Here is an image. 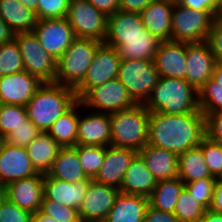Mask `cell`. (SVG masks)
Listing matches in <instances>:
<instances>
[{"label": "cell", "instance_id": "cell-24", "mask_svg": "<svg viewBox=\"0 0 222 222\" xmlns=\"http://www.w3.org/2000/svg\"><path fill=\"white\" fill-rule=\"evenodd\" d=\"M152 172L143 158L137 154L131 161L119 188L121 193L140 195L148 198L156 186Z\"/></svg>", "mask_w": 222, "mask_h": 222}, {"label": "cell", "instance_id": "cell-3", "mask_svg": "<svg viewBox=\"0 0 222 222\" xmlns=\"http://www.w3.org/2000/svg\"><path fill=\"white\" fill-rule=\"evenodd\" d=\"M144 106L149 112L193 113L199 109V91L185 79L160 77Z\"/></svg>", "mask_w": 222, "mask_h": 222}, {"label": "cell", "instance_id": "cell-19", "mask_svg": "<svg viewBox=\"0 0 222 222\" xmlns=\"http://www.w3.org/2000/svg\"><path fill=\"white\" fill-rule=\"evenodd\" d=\"M134 37H156L145 30L140 13L119 9L108 16L105 44L116 48L122 42V38Z\"/></svg>", "mask_w": 222, "mask_h": 222}, {"label": "cell", "instance_id": "cell-5", "mask_svg": "<svg viewBox=\"0 0 222 222\" xmlns=\"http://www.w3.org/2000/svg\"><path fill=\"white\" fill-rule=\"evenodd\" d=\"M102 43L95 39L76 38L57 60L55 83L75 89L85 78Z\"/></svg>", "mask_w": 222, "mask_h": 222}, {"label": "cell", "instance_id": "cell-12", "mask_svg": "<svg viewBox=\"0 0 222 222\" xmlns=\"http://www.w3.org/2000/svg\"><path fill=\"white\" fill-rule=\"evenodd\" d=\"M33 32L42 48L56 61L76 39L66 17L37 20Z\"/></svg>", "mask_w": 222, "mask_h": 222}, {"label": "cell", "instance_id": "cell-7", "mask_svg": "<svg viewBox=\"0 0 222 222\" xmlns=\"http://www.w3.org/2000/svg\"><path fill=\"white\" fill-rule=\"evenodd\" d=\"M117 78L136 104H144L160 76L153 61L129 59L121 60Z\"/></svg>", "mask_w": 222, "mask_h": 222}, {"label": "cell", "instance_id": "cell-15", "mask_svg": "<svg viewBox=\"0 0 222 222\" xmlns=\"http://www.w3.org/2000/svg\"><path fill=\"white\" fill-rule=\"evenodd\" d=\"M38 174L34 169L27 149L3 142L0 149V183L4 187L18 179Z\"/></svg>", "mask_w": 222, "mask_h": 222}, {"label": "cell", "instance_id": "cell-47", "mask_svg": "<svg viewBox=\"0 0 222 222\" xmlns=\"http://www.w3.org/2000/svg\"><path fill=\"white\" fill-rule=\"evenodd\" d=\"M192 10H208L219 18V0H180L178 3Z\"/></svg>", "mask_w": 222, "mask_h": 222}, {"label": "cell", "instance_id": "cell-18", "mask_svg": "<svg viewBox=\"0 0 222 222\" xmlns=\"http://www.w3.org/2000/svg\"><path fill=\"white\" fill-rule=\"evenodd\" d=\"M43 83L26 71L0 77V104L26 106Z\"/></svg>", "mask_w": 222, "mask_h": 222}, {"label": "cell", "instance_id": "cell-49", "mask_svg": "<svg viewBox=\"0 0 222 222\" xmlns=\"http://www.w3.org/2000/svg\"><path fill=\"white\" fill-rule=\"evenodd\" d=\"M96 9L110 16L120 9L119 0H88Z\"/></svg>", "mask_w": 222, "mask_h": 222}, {"label": "cell", "instance_id": "cell-4", "mask_svg": "<svg viewBox=\"0 0 222 222\" xmlns=\"http://www.w3.org/2000/svg\"><path fill=\"white\" fill-rule=\"evenodd\" d=\"M111 145L139 152L148 142L149 111L144 104L109 114Z\"/></svg>", "mask_w": 222, "mask_h": 222}, {"label": "cell", "instance_id": "cell-22", "mask_svg": "<svg viewBox=\"0 0 222 222\" xmlns=\"http://www.w3.org/2000/svg\"><path fill=\"white\" fill-rule=\"evenodd\" d=\"M91 180L92 179H86L80 182L70 183L45 174L43 180V199L59 202L62 205L79 210Z\"/></svg>", "mask_w": 222, "mask_h": 222}, {"label": "cell", "instance_id": "cell-16", "mask_svg": "<svg viewBox=\"0 0 222 222\" xmlns=\"http://www.w3.org/2000/svg\"><path fill=\"white\" fill-rule=\"evenodd\" d=\"M43 174L18 179L4 186L6 198L21 209L32 214L41 209L43 200Z\"/></svg>", "mask_w": 222, "mask_h": 222}, {"label": "cell", "instance_id": "cell-58", "mask_svg": "<svg viewBox=\"0 0 222 222\" xmlns=\"http://www.w3.org/2000/svg\"><path fill=\"white\" fill-rule=\"evenodd\" d=\"M219 17H222V0H219Z\"/></svg>", "mask_w": 222, "mask_h": 222}, {"label": "cell", "instance_id": "cell-57", "mask_svg": "<svg viewBox=\"0 0 222 222\" xmlns=\"http://www.w3.org/2000/svg\"><path fill=\"white\" fill-rule=\"evenodd\" d=\"M7 200L6 198V194L4 192V190L0 193V212L2 210L3 207V203Z\"/></svg>", "mask_w": 222, "mask_h": 222}, {"label": "cell", "instance_id": "cell-27", "mask_svg": "<svg viewBox=\"0 0 222 222\" xmlns=\"http://www.w3.org/2000/svg\"><path fill=\"white\" fill-rule=\"evenodd\" d=\"M62 148L47 132L37 134L26 147L34 169L43 175L50 171Z\"/></svg>", "mask_w": 222, "mask_h": 222}, {"label": "cell", "instance_id": "cell-25", "mask_svg": "<svg viewBox=\"0 0 222 222\" xmlns=\"http://www.w3.org/2000/svg\"><path fill=\"white\" fill-rule=\"evenodd\" d=\"M138 154L143 158L156 181L177 177L178 156L175 153L147 143Z\"/></svg>", "mask_w": 222, "mask_h": 222}, {"label": "cell", "instance_id": "cell-31", "mask_svg": "<svg viewBox=\"0 0 222 222\" xmlns=\"http://www.w3.org/2000/svg\"><path fill=\"white\" fill-rule=\"evenodd\" d=\"M185 183L177 176L173 179L157 181L153 192L148 197V205L160 211L173 213L177 199Z\"/></svg>", "mask_w": 222, "mask_h": 222}, {"label": "cell", "instance_id": "cell-42", "mask_svg": "<svg viewBox=\"0 0 222 222\" xmlns=\"http://www.w3.org/2000/svg\"><path fill=\"white\" fill-rule=\"evenodd\" d=\"M39 133L40 131L37 129L36 125L27 118L24 120V124L14 128V130L5 137V142L10 145L26 148Z\"/></svg>", "mask_w": 222, "mask_h": 222}, {"label": "cell", "instance_id": "cell-30", "mask_svg": "<svg viewBox=\"0 0 222 222\" xmlns=\"http://www.w3.org/2000/svg\"><path fill=\"white\" fill-rule=\"evenodd\" d=\"M0 17L14 34L33 32L37 21L35 13L19 0H0Z\"/></svg>", "mask_w": 222, "mask_h": 222}, {"label": "cell", "instance_id": "cell-1", "mask_svg": "<svg viewBox=\"0 0 222 222\" xmlns=\"http://www.w3.org/2000/svg\"><path fill=\"white\" fill-rule=\"evenodd\" d=\"M206 136L205 115L149 112L148 144L169 150L177 156L198 147Z\"/></svg>", "mask_w": 222, "mask_h": 222}, {"label": "cell", "instance_id": "cell-51", "mask_svg": "<svg viewBox=\"0 0 222 222\" xmlns=\"http://www.w3.org/2000/svg\"><path fill=\"white\" fill-rule=\"evenodd\" d=\"M210 210L222 213V184L216 181Z\"/></svg>", "mask_w": 222, "mask_h": 222}, {"label": "cell", "instance_id": "cell-61", "mask_svg": "<svg viewBox=\"0 0 222 222\" xmlns=\"http://www.w3.org/2000/svg\"><path fill=\"white\" fill-rule=\"evenodd\" d=\"M168 2H171L173 4H178L180 2V0H166Z\"/></svg>", "mask_w": 222, "mask_h": 222}, {"label": "cell", "instance_id": "cell-35", "mask_svg": "<svg viewBox=\"0 0 222 222\" xmlns=\"http://www.w3.org/2000/svg\"><path fill=\"white\" fill-rule=\"evenodd\" d=\"M73 148L78 152L86 176L93 180L103 163L105 146L76 145Z\"/></svg>", "mask_w": 222, "mask_h": 222}, {"label": "cell", "instance_id": "cell-38", "mask_svg": "<svg viewBox=\"0 0 222 222\" xmlns=\"http://www.w3.org/2000/svg\"><path fill=\"white\" fill-rule=\"evenodd\" d=\"M28 118L26 106L0 104V133L4 138Z\"/></svg>", "mask_w": 222, "mask_h": 222}, {"label": "cell", "instance_id": "cell-20", "mask_svg": "<svg viewBox=\"0 0 222 222\" xmlns=\"http://www.w3.org/2000/svg\"><path fill=\"white\" fill-rule=\"evenodd\" d=\"M76 145H111L109 114L87 111V114L79 115Z\"/></svg>", "mask_w": 222, "mask_h": 222}, {"label": "cell", "instance_id": "cell-29", "mask_svg": "<svg viewBox=\"0 0 222 222\" xmlns=\"http://www.w3.org/2000/svg\"><path fill=\"white\" fill-rule=\"evenodd\" d=\"M83 106L77 100L65 113H63L47 131V133L63 148L76 146L79 109Z\"/></svg>", "mask_w": 222, "mask_h": 222}, {"label": "cell", "instance_id": "cell-10", "mask_svg": "<svg viewBox=\"0 0 222 222\" xmlns=\"http://www.w3.org/2000/svg\"><path fill=\"white\" fill-rule=\"evenodd\" d=\"M79 101L89 111L108 114L132 108L136 104L118 78L89 89Z\"/></svg>", "mask_w": 222, "mask_h": 222}, {"label": "cell", "instance_id": "cell-8", "mask_svg": "<svg viewBox=\"0 0 222 222\" xmlns=\"http://www.w3.org/2000/svg\"><path fill=\"white\" fill-rule=\"evenodd\" d=\"M22 55L24 71L42 83H55L57 61L45 51L34 32L14 34Z\"/></svg>", "mask_w": 222, "mask_h": 222}, {"label": "cell", "instance_id": "cell-36", "mask_svg": "<svg viewBox=\"0 0 222 222\" xmlns=\"http://www.w3.org/2000/svg\"><path fill=\"white\" fill-rule=\"evenodd\" d=\"M199 110L205 116L222 111V86L213 78L199 90Z\"/></svg>", "mask_w": 222, "mask_h": 222}, {"label": "cell", "instance_id": "cell-62", "mask_svg": "<svg viewBox=\"0 0 222 222\" xmlns=\"http://www.w3.org/2000/svg\"><path fill=\"white\" fill-rule=\"evenodd\" d=\"M4 190V187L0 183V193Z\"/></svg>", "mask_w": 222, "mask_h": 222}, {"label": "cell", "instance_id": "cell-60", "mask_svg": "<svg viewBox=\"0 0 222 222\" xmlns=\"http://www.w3.org/2000/svg\"><path fill=\"white\" fill-rule=\"evenodd\" d=\"M5 141V138L4 136L0 133V149H1V146L3 144V142Z\"/></svg>", "mask_w": 222, "mask_h": 222}, {"label": "cell", "instance_id": "cell-46", "mask_svg": "<svg viewBox=\"0 0 222 222\" xmlns=\"http://www.w3.org/2000/svg\"><path fill=\"white\" fill-rule=\"evenodd\" d=\"M205 130L209 139L222 143V111L205 116Z\"/></svg>", "mask_w": 222, "mask_h": 222}, {"label": "cell", "instance_id": "cell-11", "mask_svg": "<svg viewBox=\"0 0 222 222\" xmlns=\"http://www.w3.org/2000/svg\"><path fill=\"white\" fill-rule=\"evenodd\" d=\"M121 59L116 48L102 43L83 81L74 89L79 100L89 89L118 77Z\"/></svg>", "mask_w": 222, "mask_h": 222}, {"label": "cell", "instance_id": "cell-41", "mask_svg": "<svg viewBox=\"0 0 222 222\" xmlns=\"http://www.w3.org/2000/svg\"><path fill=\"white\" fill-rule=\"evenodd\" d=\"M40 210L44 214L52 216L57 222H82L78 209L59 202L43 199Z\"/></svg>", "mask_w": 222, "mask_h": 222}, {"label": "cell", "instance_id": "cell-23", "mask_svg": "<svg viewBox=\"0 0 222 222\" xmlns=\"http://www.w3.org/2000/svg\"><path fill=\"white\" fill-rule=\"evenodd\" d=\"M173 8L174 4L166 0H152L140 12L145 30L161 41H170Z\"/></svg>", "mask_w": 222, "mask_h": 222}, {"label": "cell", "instance_id": "cell-54", "mask_svg": "<svg viewBox=\"0 0 222 222\" xmlns=\"http://www.w3.org/2000/svg\"><path fill=\"white\" fill-rule=\"evenodd\" d=\"M31 222H57L52 216L44 214L41 210L32 214Z\"/></svg>", "mask_w": 222, "mask_h": 222}, {"label": "cell", "instance_id": "cell-45", "mask_svg": "<svg viewBox=\"0 0 222 222\" xmlns=\"http://www.w3.org/2000/svg\"><path fill=\"white\" fill-rule=\"evenodd\" d=\"M210 50L217 62L222 63V17H219L212 25L207 40Z\"/></svg>", "mask_w": 222, "mask_h": 222}, {"label": "cell", "instance_id": "cell-9", "mask_svg": "<svg viewBox=\"0 0 222 222\" xmlns=\"http://www.w3.org/2000/svg\"><path fill=\"white\" fill-rule=\"evenodd\" d=\"M66 19L76 38L105 41L108 16L96 9L88 0H70Z\"/></svg>", "mask_w": 222, "mask_h": 222}, {"label": "cell", "instance_id": "cell-44", "mask_svg": "<svg viewBox=\"0 0 222 222\" xmlns=\"http://www.w3.org/2000/svg\"><path fill=\"white\" fill-rule=\"evenodd\" d=\"M31 218V212L19 208L8 200L3 203L0 222H31Z\"/></svg>", "mask_w": 222, "mask_h": 222}, {"label": "cell", "instance_id": "cell-56", "mask_svg": "<svg viewBox=\"0 0 222 222\" xmlns=\"http://www.w3.org/2000/svg\"><path fill=\"white\" fill-rule=\"evenodd\" d=\"M26 8L35 13L37 19L38 0H19Z\"/></svg>", "mask_w": 222, "mask_h": 222}, {"label": "cell", "instance_id": "cell-34", "mask_svg": "<svg viewBox=\"0 0 222 222\" xmlns=\"http://www.w3.org/2000/svg\"><path fill=\"white\" fill-rule=\"evenodd\" d=\"M205 211L206 209L184 187L177 199L173 213L180 222H198L204 216Z\"/></svg>", "mask_w": 222, "mask_h": 222}, {"label": "cell", "instance_id": "cell-43", "mask_svg": "<svg viewBox=\"0 0 222 222\" xmlns=\"http://www.w3.org/2000/svg\"><path fill=\"white\" fill-rule=\"evenodd\" d=\"M70 0H38L37 20L66 17Z\"/></svg>", "mask_w": 222, "mask_h": 222}, {"label": "cell", "instance_id": "cell-21", "mask_svg": "<svg viewBox=\"0 0 222 222\" xmlns=\"http://www.w3.org/2000/svg\"><path fill=\"white\" fill-rule=\"evenodd\" d=\"M153 62L160 77L185 79L186 42L162 41Z\"/></svg>", "mask_w": 222, "mask_h": 222}, {"label": "cell", "instance_id": "cell-40", "mask_svg": "<svg viewBox=\"0 0 222 222\" xmlns=\"http://www.w3.org/2000/svg\"><path fill=\"white\" fill-rule=\"evenodd\" d=\"M215 183V177H206L193 182L185 183V187L191 193V195H193L196 200L206 210H208L212 203Z\"/></svg>", "mask_w": 222, "mask_h": 222}, {"label": "cell", "instance_id": "cell-26", "mask_svg": "<svg viewBox=\"0 0 222 222\" xmlns=\"http://www.w3.org/2000/svg\"><path fill=\"white\" fill-rule=\"evenodd\" d=\"M148 198L119 193L103 222H144Z\"/></svg>", "mask_w": 222, "mask_h": 222}, {"label": "cell", "instance_id": "cell-53", "mask_svg": "<svg viewBox=\"0 0 222 222\" xmlns=\"http://www.w3.org/2000/svg\"><path fill=\"white\" fill-rule=\"evenodd\" d=\"M198 222H222V213L214 212L208 209Z\"/></svg>", "mask_w": 222, "mask_h": 222}, {"label": "cell", "instance_id": "cell-14", "mask_svg": "<svg viewBox=\"0 0 222 222\" xmlns=\"http://www.w3.org/2000/svg\"><path fill=\"white\" fill-rule=\"evenodd\" d=\"M187 70L185 80L199 91L212 78L217 60L206 41L186 42Z\"/></svg>", "mask_w": 222, "mask_h": 222}, {"label": "cell", "instance_id": "cell-32", "mask_svg": "<svg viewBox=\"0 0 222 222\" xmlns=\"http://www.w3.org/2000/svg\"><path fill=\"white\" fill-rule=\"evenodd\" d=\"M177 176L189 183L206 177H213L205 163L202 149L198 146L178 156Z\"/></svg>", "mask_w": 222, "mask_h": 222}, {"label": "cell", "instance_id": "cell-55", "mask_svg": "<svg viewBox=\"0 0 222 222\" xmlns=\"http://www.w3.org/2000/svg\"><path fill=\"white\" fill-rule=\"evenodd\" d=\"M212 78L222 86V63L217 62Z\"/></svg>", "mask_w": 222, "mask_h": 222}, {"label": "cell", "instance_id": "cell-52", "mask_svg": "<svg viewBox=\"0 0 222 222\" xmlns=\"http://www.w3.org/2000/svg\"><path fill=\"white\" fill-rule=\"evenodd\" d=\"M14 39V33L7 23L0 17V45L11 42Z\"/></svg>", "mask_w": 222, "mask_h": 222}, {"label": "cell", "instance_id": "cell-13", "mask_svg": "<svg viewBox=\"0 0 222 222\" xmlns=\"http://www.w3.org/2000/svg\"><path fill=\"white\" fill-rule=\"evenodd\" d=\"M119 193L118 187L91 180L78 210L81 221L103 222Z\"/></svg>", "mask_w": 222, "mask_h": 222}, {"label": "cell", "instance_id": "cell-37", "mask_svg": "<svg viewBox=\"0 0 222 222\" xmlns=\"http://www.w3.org/2000/svg\"><path fill=\"white\" fill-rule=\"evenodd\" d=\"M24 70L23 59L17 42L0 45V77Z\"/></svg>", "mask_w": 222, "mask_h": 222}, {"label": "cell", "instance_id": "cell-17", "mask_svg": "<svg viewBox=\"0 0 222 222\" xmlns=\"http://www.w3.org/2000/svg\"><path fill=\"white\" fill-rule=\"evenodd\" d=\"M138 154L130 148L105 146L103 163L94 181L120 188L131 161Z\"/></svg>", "mask_w": 222, "mask_h": 222}, {"label": "cell", "instance_id": "cell-28", "mask_svg": "<svg viewBox=\"0 0 222 222\" xmlns=\"http://www.w3.org/2000/svg\"><path fill=\"white\" fill-rule=\"evenodd\" d=\"M47 175L70 183L90 179L86 176L78 152L73 147H65L59 151Z\"/></svg>", "mask_w": 222, "mask_h": 222}, {"label": "cell", "instance_id": "cell-48", "mask_svg": "<svg viewBox=\"0 0 222 222\" xmlns=\"http://www.w3.org/2000/svg\"><path fill=\"white\" fill-rule=\"evenodd\" d=\"M144 222H180L174 213L160 211L147 206Z\"/></svg>", "mask_w": 222, "mask_h": 222}, {"label": "cell", "instance_id": "cell-2", "mask_svg": "<svg viewBox=\"0 0 222 222\" xmlns=\"http://www.w3.org/2000/svg\"><path fill=\"white\" fill-rule=\"evenodd\" d=\"M76 101L73 88L57 83H43L26 105L28 118L40 132H47Z\"/></svg>", "mask_w": 222, "mask_h": 222}, {"label": "cell", "instance_id": "cell-6", "mask_svg": "<svg viewBox=\"0 0 222 222\" xmlns=\"http://www.w3.org/2000/svg\"><path fill=\"white\" fill-rule=\"evenodd\" d=\"M218 18L208 10H192L174 4L171 17V40L179 42H204L213 23Z\"/></svg>", "mask_w": 222, "mask_h": 222}, {"label": "cell", "instance_id": "cell-50", "mask_svg": "<svg viewBox=\"0 0 222 222\" xmlns=\"http://www.w3.org/2000/svg\"><path fill=\"white\" fill-rule=\"evenodd\" d=\"M152 0H119L121 10L140 13Z\"/></svg>", "mask_w": 222, "mask_h": 222}, {"label": "cell", "instance_id": "cell-33", "mask_svg": "<svg viewBox=\"0 0 222 222\" xmlns=\"http://www.w3.org/2000/svg\"><path fill=\"white\" fill-rule=\"evenodd\" d=\"M161 40L158 37L122 38L116 47L121 60L145 59L154 60Z\"/></svg>", "mask_w": 222, "mask_h": 222}, {"label": "cell", "instance_id": "cell-59", "mask_svg": "<svg viewBox=\"0 0 222 222\" xmlns=\"http://www.w3.org/2000/svg\"><path fill=\"white\" fill-rule=\"evenodd\" d=\"M216 181L222 184V172L216 177Z\"/></svg>", "mask_w": 222, "mask_h": 222}, {"label": "cell", "instance_id": "cell-39", "mask_svg": "<svg viewBox=\"0 0 222 222\" xmlns=\"http://www.w3.org/2000/svg\"><path fill=\"white\" fill-rule=\"evenodd\" d=\"M199 147L211 175L216 178L222 172V143L205 136Z\"/></svg>", "mask_w": 222, "mask_h": 222}]
</instances>
